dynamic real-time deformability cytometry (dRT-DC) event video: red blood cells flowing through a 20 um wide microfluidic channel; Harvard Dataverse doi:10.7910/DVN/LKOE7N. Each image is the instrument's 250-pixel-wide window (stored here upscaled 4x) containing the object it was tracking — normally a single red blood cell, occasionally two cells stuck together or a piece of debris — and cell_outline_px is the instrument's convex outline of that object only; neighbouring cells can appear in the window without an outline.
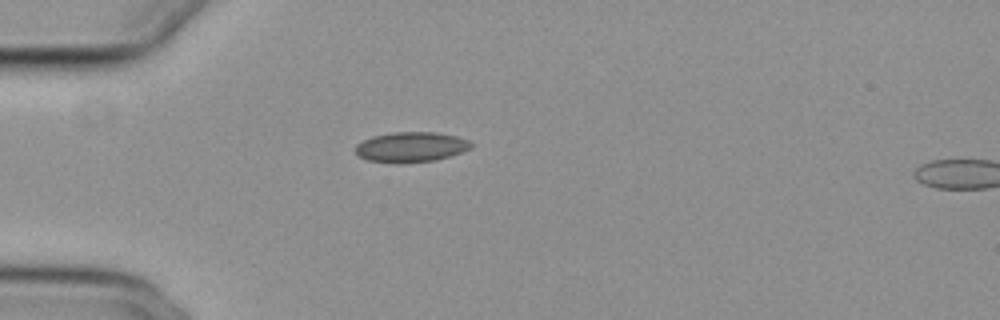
{"species": "common noctule bat (a hibernating species)", "species_latin": "Nyctalus noctula", "temperature_condition": "cold", "stored_images_in_passage": 3, "camera_frame_rate_fps": 3000, "um_per_image_px": 0.085, "animal": {"sex": "female", "body_mass_g": 29.2, "forearm_length_mm": 56.3}, "frame": {"image": 1, "passage_image": 1, "time_ms": 0.0, "image_size_px": [1000, 320], "cell_outline_px": [[472, 148], [436, 160], [400, 164], [396, 164], [368, 160], [360, 156], [356, 152], [356, 144], [372, 136], [392, 132], [436, 132], [456, 136], [468, 140], [472, 144]], "centroid_in_image_um": [34.92, 12.5], "position_along_channel_um": 50.1, "area_um2": 20.35}}